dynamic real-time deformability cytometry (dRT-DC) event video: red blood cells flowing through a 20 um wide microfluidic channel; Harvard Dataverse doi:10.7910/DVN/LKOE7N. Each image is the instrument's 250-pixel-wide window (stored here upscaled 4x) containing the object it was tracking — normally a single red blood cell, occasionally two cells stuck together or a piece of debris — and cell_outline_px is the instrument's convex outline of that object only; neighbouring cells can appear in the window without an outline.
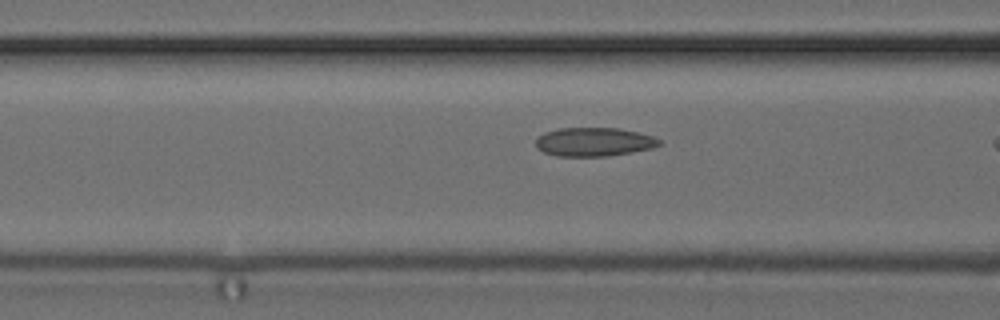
{"species": "common noctule bat (a hibernating species)", "species_latin": "Nyctalus noctula", "temperature_condition": "cold", "stored_images_in_passage": 24, "camera_frame_rate_fps": 3000, "um_per_image_px": 0.085, "animal": {"sex": "female", "body_mass_g": 24.6, "forearm_length_mm": 56.2}, "frame": {"image": 1, "passage_image": 16, "time_ms": 5.0, "image_size_px": [1000, 320], "cell_outline_px": [[664, 144], [652, 148], [632, 152], [608, 156], [556, 156], [544, 152], [536, 148], [536, 140], [544, 132], [556, 128], [620, 128], [652, 136], [660, 140]], "centroid_in_image_um": [50.49, 12.06], "position_along_channel_um": 116.1, "area_um2": 20.75}}
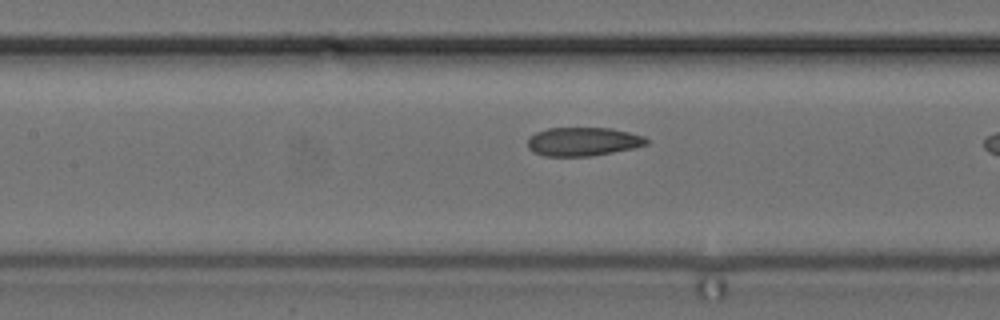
{"frame": {"image": 2, "passage_image": 19, "time_ms": 6.0, "image_size_px": [1000, 320], "cell_outline_px": [[648, 144], [632, 148], [592, 156], [544, 156], [532, 152], [528, 148], [528, 136], [536, 132], [548, 128], [612, 128], [644, 136], [648, 140]], "centroid_in_image_um": [49.52, 12.03], "position_along_channel_um": 157.9, "area_um2": 19.88}}
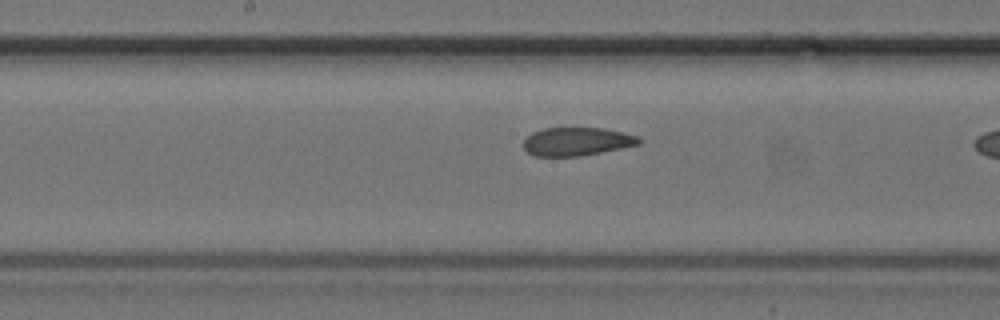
{"frame": {"image": 3, "passage_image": 22, "time_ms": 7.0, "image_size_px": [1000, 320], "cell_outline_px": [[640, 144], [580, 156], [536, 156], [528, 152], [524, 148], [524, 140], [532, 132], [544, 128], [604, 128], [624, 132], [636, 136], [640, 140]], "centroid_in_image_um": [49.01, 12.02], "position_along_channel_um": 199.2, "area_um2": 18.84}}